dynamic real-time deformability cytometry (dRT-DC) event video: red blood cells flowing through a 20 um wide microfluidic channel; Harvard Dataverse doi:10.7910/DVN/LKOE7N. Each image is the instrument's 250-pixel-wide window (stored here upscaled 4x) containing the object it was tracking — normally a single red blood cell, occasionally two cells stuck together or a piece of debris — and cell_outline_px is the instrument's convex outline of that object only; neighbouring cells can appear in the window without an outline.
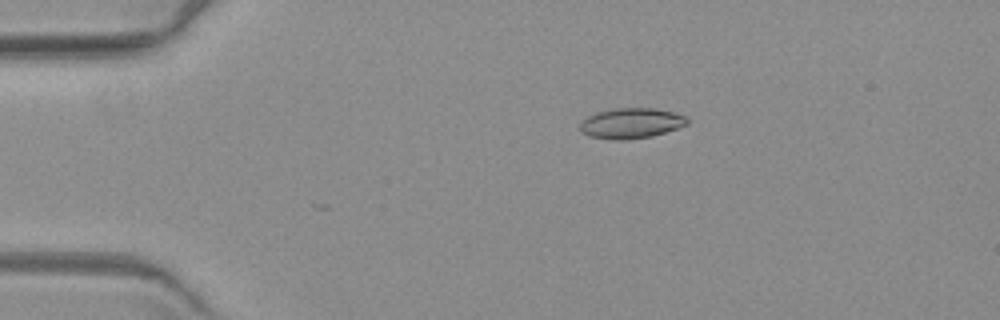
{"species": "common noctule bat (a hibernating species)", "species_latin": "Nyctalus noctula", "temperature_condition": "warm", "stored_images_in_passage": 2, "camera_frame_rate_fps": 3000, "um_per_image_px": 0.085, "animal": {"sex": "female", "body_mass_g": 19.3, "forearm_length_mm": 54.1}, "frame": {"image": 1, "passage_image": 1, "time_ms": 0.0, "image_size_px": [1000, 320], "cell_outline_px": [[688, 124], [652, 136], [624, 140], [616, 140], [588, 136], [580, 132], [580, 124], [588, 116], [596, 112], [612, 108], [656, 108], [688, 116]], "centroid_in_image_um": [53.64, 10.47], "position_along_channel_um": 31.4, "area_um2": 19.02}}